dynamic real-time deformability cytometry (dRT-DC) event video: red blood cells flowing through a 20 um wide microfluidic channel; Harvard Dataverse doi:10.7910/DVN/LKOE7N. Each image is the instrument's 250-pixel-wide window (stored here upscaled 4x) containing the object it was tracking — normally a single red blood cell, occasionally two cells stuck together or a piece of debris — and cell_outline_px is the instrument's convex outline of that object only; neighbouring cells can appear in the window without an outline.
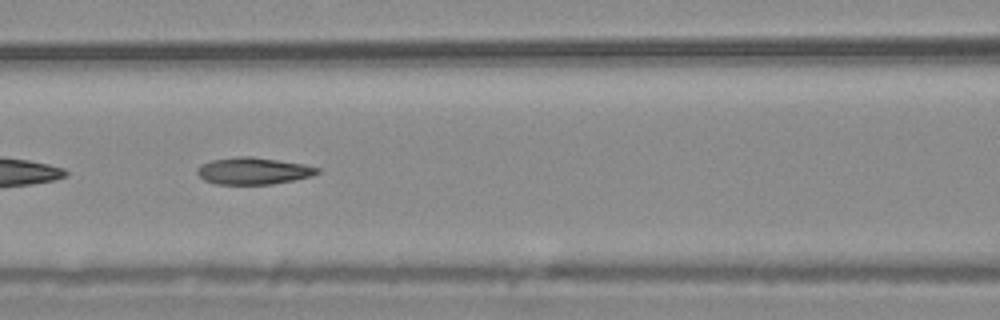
{"species": "common noctule bat (a hibernating species)", "species_latin": "Nyctalus noctula", "temperature_condition": "warm", "stored_images_in_passage": 55, "segment_of_instrument_passage": [2, 2], "camera_frame_rate_fps": 3000, "um_per_image_px": 0.085, "animal": {"sex": "male", "body_mass_g": 20.4}, "frame": {"image": 1, "passage_image": 24, "time_ms": 7.667, "image_size_px": [1000, 320], "cell_outline_px": [[320, 172], [312, 176], [272, 184], [216, 184], [204, 180], [196, 172], [196, 168], [200, 164], [212, 160], [240, 156], [252, 156], [304, 164], [320, 168]], "centroid_in_image_um": [21.52, 14.52], "position_along_channel_um": 145.1, "area_um2": 18.84}}
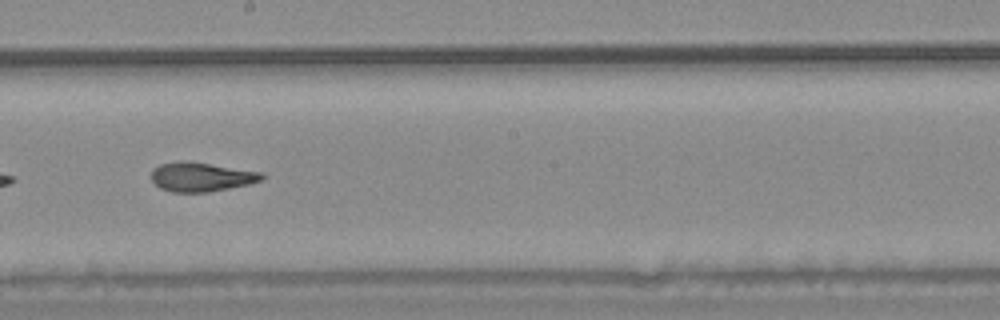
{"frame": {"image": 2, "passage_image": 31, "time_ms": 10.0, "image_size_px": [1000, 320], "cell_outline_px": [[264, 176], [260, 180], [248, 184], [208, 192], [172, 192], [160, 188], [152, 180], [152, 168], [160, 164], [184, 160], [264, 172]], "centroid_in_image_um": [17.09, 15.03], "position_along_channel_um": 231.1, "area_um2": 18.67}}